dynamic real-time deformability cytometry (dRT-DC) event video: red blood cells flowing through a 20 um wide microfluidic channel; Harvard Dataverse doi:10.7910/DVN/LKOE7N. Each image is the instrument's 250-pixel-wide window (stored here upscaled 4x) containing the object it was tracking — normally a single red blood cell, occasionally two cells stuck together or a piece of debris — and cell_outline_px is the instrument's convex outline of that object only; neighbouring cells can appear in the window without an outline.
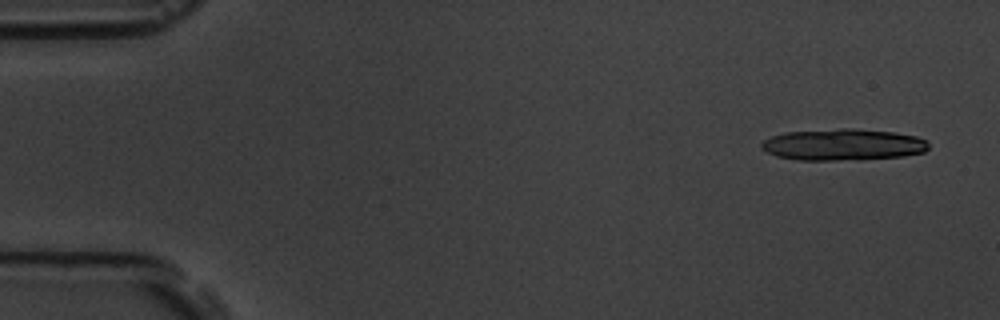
{"species": "common noctule bat (a hibernating species)", "species_latin": "Nyctalus noctula", "temperature_condition": "room temperature", "stored_images_in_passage": 5, "camera_frame_rate_fps": 3000, "um_per_image_px": 0.085, "animal": {"sex": "male", "body_mass_g": 19.5, "forearm_length_mm": 54.6}, "frame": {"image": 1, "passage_image": 1, "time_ms": 0.0, "image_size_px": [1000, 320], "cell_outline_px": [[928, 148], [924, 152], [904, 156], [860, 160], [796, 160], [776, 156], [760, 148], [760, 144], [764, 140], [772, 136], [784, 132], [840, 128], [852, 128], [896, 132], [916, 136], [928, 140]], "centroid_in_image_um": [71.67, 12.29], "position_along_channel_um": 13.3, "area_um2": 31.15}}
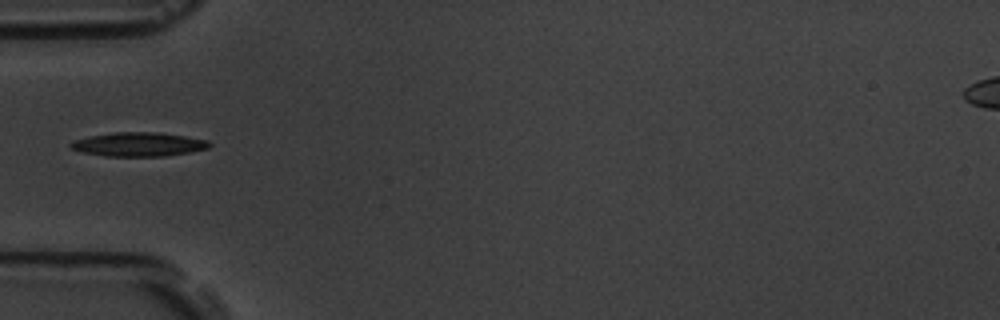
{"frame": {"image": 2, "passage_image": 5, "time_ms": 5.333, "image_size_px": [1000, 320], "cell_outline_px": [[212, 144], [208, 148], [188, 152], [164, 156], [104, 156], [80, 152], [72, 148], [68, 144], [72, 140], [88, 136], [116, 132], [156, 132], [184, 136], [208, 140]], "centroid_in_image_um": [11.73, 12.27], "position_along_channel_um": 73.3, "area_um2": 19.36}}